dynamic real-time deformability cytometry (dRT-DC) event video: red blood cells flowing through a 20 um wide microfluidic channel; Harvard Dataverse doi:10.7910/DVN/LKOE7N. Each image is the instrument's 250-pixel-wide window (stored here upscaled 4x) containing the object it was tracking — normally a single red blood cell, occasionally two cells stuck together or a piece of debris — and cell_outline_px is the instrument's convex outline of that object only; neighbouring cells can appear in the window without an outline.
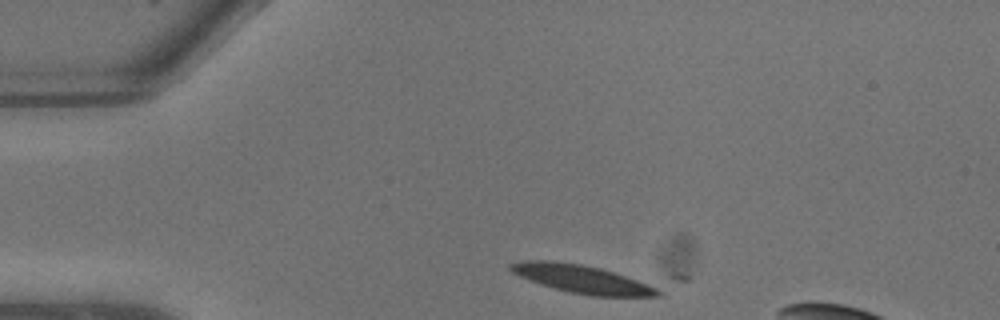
{"species": "common noctule bat (a hibernating species)", "species_latin": "Nyctalus noctula", "temperature_condition": "warm", "stored_images_in_passage": 5, "camera_frame_rate_fps": 3000, "um_per_image_px": 0.085, "animal": {"sex": "male", "body_mass_g": 13.3}, "frame": {"image": 1, "passage_image": 1, "time_ms": 0.0, "image_size_px": [1000, 320], "cell_outline_px": [[688, 280], [664, 296], [592, 296], [572, 292], [556, 288], [520, 276], [512, 272], [508, 268], [508, 264], [520, 260], [552, 260], [684, 272], [688, 276]], "centroid_in_image_um": [50.97, 23.64], "position_along_channel_um": 34.0, "area_um2": 32.48}}